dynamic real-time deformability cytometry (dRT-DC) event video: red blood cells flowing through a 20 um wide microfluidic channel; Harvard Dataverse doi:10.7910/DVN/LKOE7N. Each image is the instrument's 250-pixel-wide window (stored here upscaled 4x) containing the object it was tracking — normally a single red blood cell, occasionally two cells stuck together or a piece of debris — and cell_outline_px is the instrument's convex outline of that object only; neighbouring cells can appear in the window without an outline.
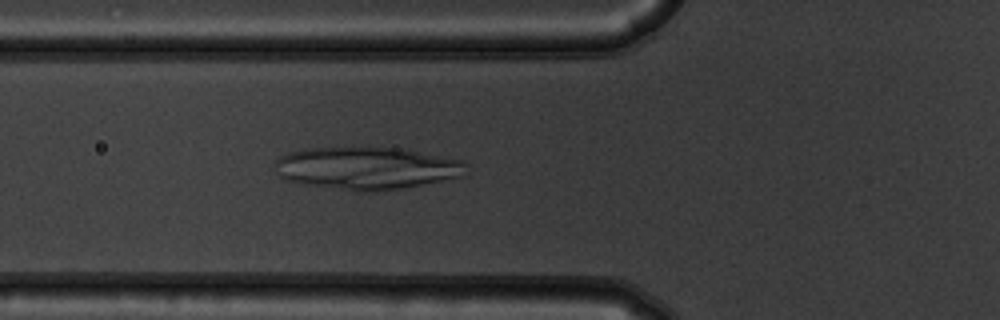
{"species": "common noctule bat (a hibernating species)", "species_latin": "Nyctalus noctula", "temperature_condition": "warm", "stored_images_in_passage": 54, "camera_frame_rate_fps": 3000, "um_per_image_px": 0.085, "animal": {"sex": "male", "body_mass_g": 19.5, "forearm_length_mm": 54.6}, "frame": {"image": 1, "passage_image": 20, "time_ms": 6.333, "image_size_px": [1000, 320], "cell_outline_px": [[468, 176], [404, 188], [376, 192], [356, 192], [308, 184], [288, 180], [280, 176], [276, 172], [276, 160], [280, 156], [288, 152], [308, 148], [404, 148], [464, 160], [468, 164]], "centroid_in_image_um": [31.29, 14.3], "position_along_channel_um": 94.5, "area_um2": 47.92}}
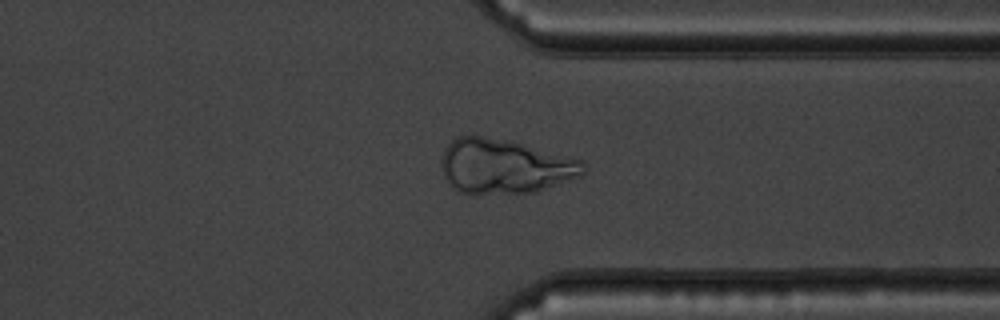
{"frame": {"image": 2, "passage_image": 42, "time_ms": 13.667, "image_size_px": [1000, 320], "cell_outline_px": [[588, 168], [580, 176], [536, 192], [472, 196], [456, 192], [444, 176], [440, 164], [440, 160], [444, 148], [456, 136], [480, 136], [520, 144], [584, 160]], "centroid_in_image_um": [42.85, 14.19], "position_along_channel_um": 368.5, "area_um2": 45.6}}
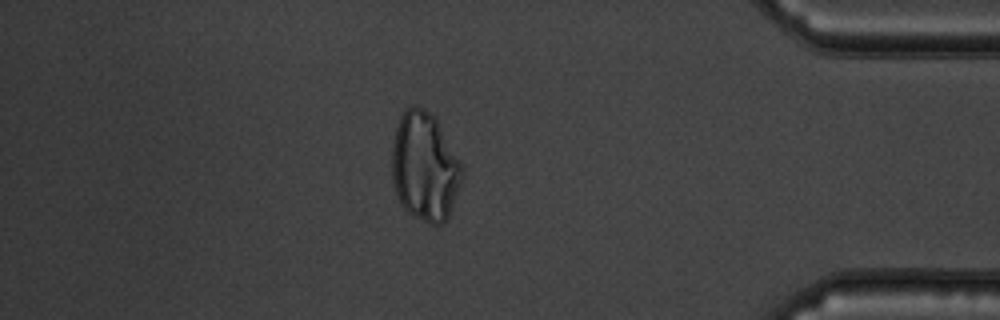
{"frame": {"image": 3, "passage_image": 47, "time_ms": 15.333, "image_size_px": [1000, 320], "cell_outline_px": [[464, 176], [448, 216], [440, 224], [428, 224], [408, 212], [400, 204], [392, 180], [392, 144], [396, 128], [400, 116], [404, 108], [412, 104], [424, 108], [436, 116], [460, 160], [464, 168]], "centroid_in_image_um": [36.11, 14.12], "position_along_channel_um": 399.1, "area_um2": 45.03}}